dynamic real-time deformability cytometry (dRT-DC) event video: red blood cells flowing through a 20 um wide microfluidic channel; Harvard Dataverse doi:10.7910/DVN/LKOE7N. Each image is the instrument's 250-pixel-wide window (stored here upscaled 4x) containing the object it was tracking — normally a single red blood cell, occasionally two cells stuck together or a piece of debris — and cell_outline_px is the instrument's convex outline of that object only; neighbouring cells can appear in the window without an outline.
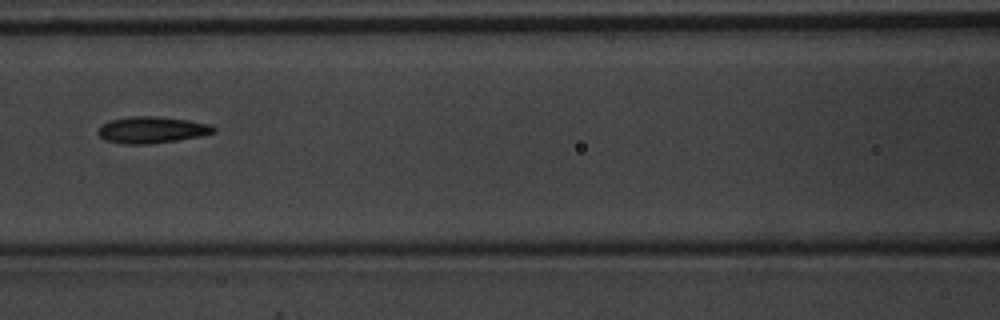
{"species": "common noctule bat (a hibernating species)", "species_latin": "Nyctalus noctula", "temperature_condition": "warm", "stored_images_in_passage": 7, "camera_frame_rate_fps": 3000, "um_per_image_px": 0.085, "animal": {"sex": "male", "body_mass_g": 20.1, "forearm_length_mm": 53.5}, "frame": {"image": 1, "passage_image": 6, "time_ms": 1.667, "image_size_px": [1000, 320], "cell_outline_px": [[216, 132], [200, 136], [152, 144], [124, 144], [104, 140], [96, 132], [104, 124], [112, 120], [132, 116], [156, 116], [188, 120], [212, 124], [216, 128]], "centroid_in_image_um": [12.94, 11.04], "position_along_channel_um": 153.7, "area_um2": 17.86}}
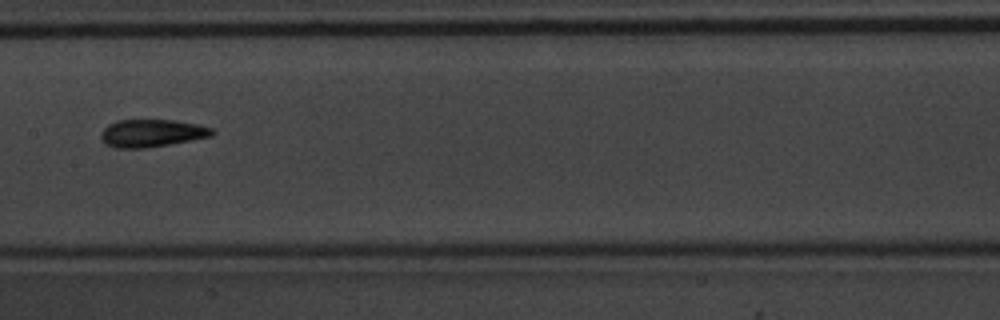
{"frame": {"image": 2, "passage_image": 7, "time_ms": 2.0, "image_size_px": [1000, 320], "cell_outline_px": [[216, 132], [212, 136], [168, 144], [144, 148], [116, 148], [108, 144], [100, 136], [100, 132], [108, 124], [116, 120], [176, 120], [196, 124], [212, 128]], "centroid_in_image_um": [12.9, 11.3], "position_along_channel_um": 194.5, "area_um2": 17.74}}